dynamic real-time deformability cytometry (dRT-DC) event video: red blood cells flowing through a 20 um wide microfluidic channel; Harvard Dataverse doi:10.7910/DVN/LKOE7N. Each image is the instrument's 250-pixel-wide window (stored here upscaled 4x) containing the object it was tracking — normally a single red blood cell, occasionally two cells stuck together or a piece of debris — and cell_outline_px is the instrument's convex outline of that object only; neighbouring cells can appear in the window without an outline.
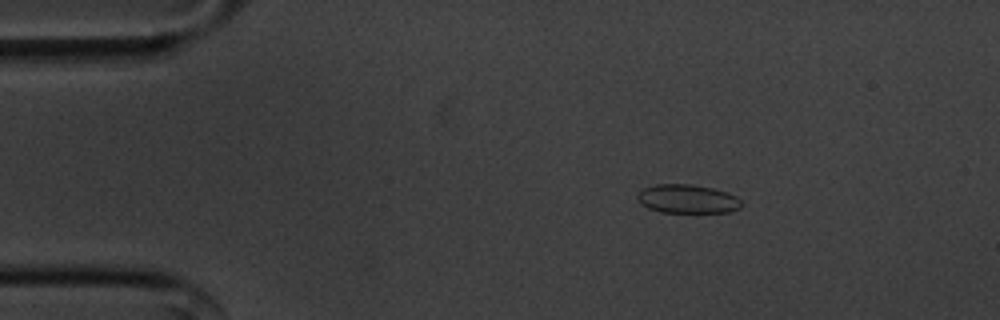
{"species": "common noctule bat (a hibernating species)", "species_latin": "Nyctalus noctula", "temperature_condition": "cold", "stored_images_in_passage": 54, "camera_frame_rate_fps": 3000, "um_per_image_px": 0.085, "animal": {"sex": "male", "body_mass_g": 20.1, "forearm_length_mm": 53.5}, "frame": {"image": 1, "passage_image": 8, "time_ms": 2.333, "image_size_px": [1000, 320], "cell_outline_px": [[744, 204], [740, 208], [728, 212], [660, 212], [648, 208], [640, 204], [636, 196], [644, 188], [656, 184], [692, 184], [712, 188], [728, 192], [736, 196]], "centroid_in_image_um": [58.44, 16.91], "position_along_channel_um": 26.6, "area_um2": 17.51}}
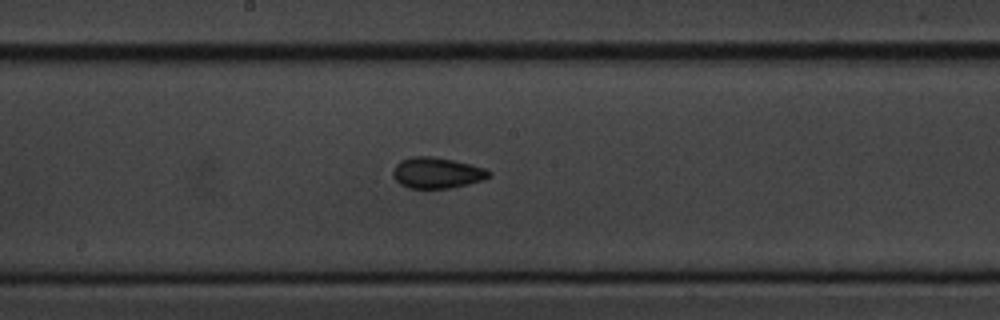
{"frame": {"image": 2, "passage_image": 28, "time_ms": 9.0, "image_size_px": [1000, 320], "cell_outline_px": [[492, 176], [484, 180], [448, 188], [408, 188], [400, 184], [392, 176], [392, 168], [400, 160], [412, 156], [432, 156], [472, 164], [484, 168], [492, 172]], "centroid_in_image_um": [37.12, 14.68], "position_along_channel_um": 211.1, "area_um2": 17.46}}
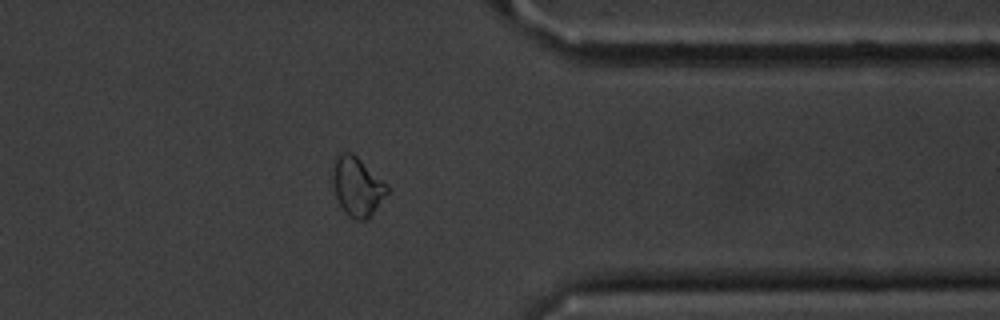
{"frame": {"image": 3, "passage_image": 43, "time_ms": 14.0, "image_size_px": [1000, 320], "cell_outline_px": [[388, 192], [368, 220], [356, 220], [348, 216], [344, 212], [336, 196], [332, 180], [332, 160], [340, 152], [352, 152], [388, 184]], "centroid_in_image_um": [30.34, 15.83], "position_along_channel_um": 381.1, "area_um2": 18.96}, "authors_computed_cell_mechanics": {"area_um2": 17.4267, "velocity_mm_per_s": 3.5989, "shape_relaxation_time_tau1_ms": 3.112, "shape_relaxation_time_tau2_ms": 3.905, "deformation_change_tau1": 0.0481, "deformation_change_tau2": 0.0679}}